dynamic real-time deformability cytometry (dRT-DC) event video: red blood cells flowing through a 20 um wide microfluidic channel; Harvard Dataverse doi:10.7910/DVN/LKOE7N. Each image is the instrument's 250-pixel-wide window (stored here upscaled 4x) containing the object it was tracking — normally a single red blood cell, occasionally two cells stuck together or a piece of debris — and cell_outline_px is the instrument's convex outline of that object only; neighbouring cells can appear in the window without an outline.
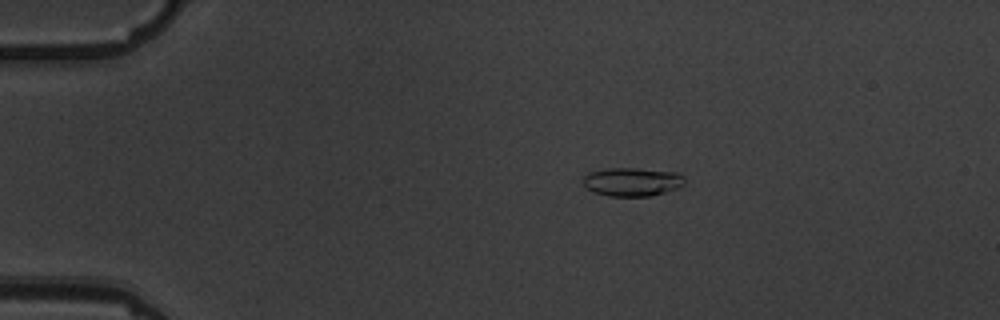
{"species": "common noctule bat (a hibernating species)", "species_latin": "Nyctalus noctula", "temperature_condition": "warm", "stored_images_in_passage": 5, "camera_frame_rate_fps": 3000, "um_per_image_px": 0.085, "animal": {"sex": "male", "body_mass_g": 19.5, "forearm_length_mm": 54.6}, "frame": {"image": 1, "passage_image": 4, "time_ms": 3.667, "image_size_px": [1000, 320], "cell_outline_px": [[684, 184], [676, 188], [664, 192], [648, 196], [608, 196], [592, 192], [584, 184], [584, 176], [588, 172], [608, 168], [636, 168], [680, 172], [684, 176]], "centroid_in_image_um": [53.74, 15.44], "position_along_channel_um": 31.3, "area_um2": 16.94}}